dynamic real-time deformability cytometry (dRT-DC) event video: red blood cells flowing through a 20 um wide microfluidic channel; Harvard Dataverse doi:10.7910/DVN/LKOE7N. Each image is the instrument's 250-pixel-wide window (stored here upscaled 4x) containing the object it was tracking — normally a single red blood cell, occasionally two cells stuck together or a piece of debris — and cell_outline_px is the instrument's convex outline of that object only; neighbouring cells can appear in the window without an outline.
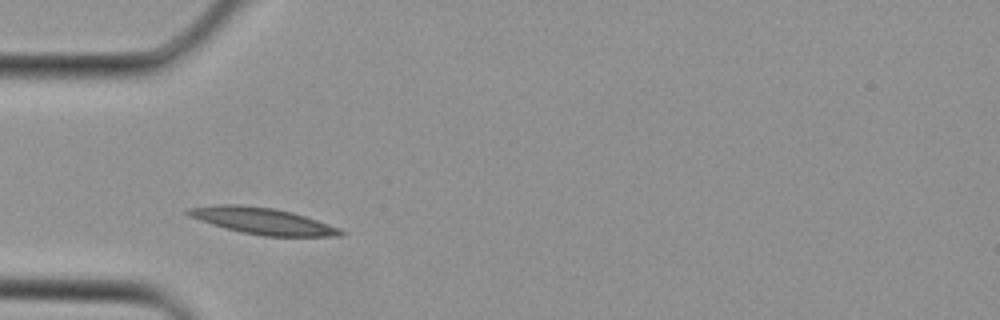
{"species": "Egyptian fruit bat (a non-hibernating species)", "species_latin": "Rousettus aegyptiacus", "temperature_condition": "cold", "stored_images_in_passage": 1, "camera_frame_rate_fps": 3000, "um_per_image_px": 0.085, "animal": {"sex": "female"}, "frame": {"image": 1, "passage_image": 1, "time_ms": 0.0, "image_size_px": [1000, 320], "cell_outline_px": [[348, 232], [344, 236], [264, 236], [244, 232], [212, 224], [188, 216], [184, 212], [188, 208], [220, 204], [240, 204], [276, 208], [292, 212], [340, 228]], "centroid_in_image_um": [22.35, 18.77], "position_along_channel_um": 62.7, "area_um2": 23.41}}